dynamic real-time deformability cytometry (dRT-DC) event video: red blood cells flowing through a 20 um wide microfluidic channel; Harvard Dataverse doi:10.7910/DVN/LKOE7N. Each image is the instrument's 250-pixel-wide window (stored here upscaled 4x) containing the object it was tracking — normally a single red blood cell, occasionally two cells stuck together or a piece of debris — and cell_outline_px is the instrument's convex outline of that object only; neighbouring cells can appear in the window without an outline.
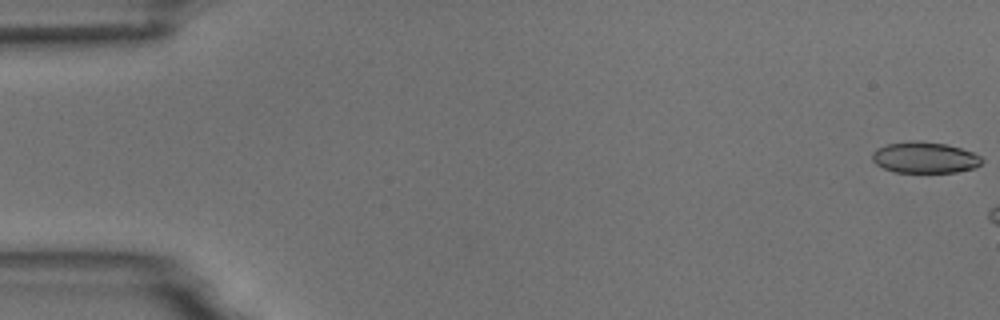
{"species": "common noctule bat (a hibernating species)", "species_latin": "Nyctalus noctula", "temperature_condition": "room temperature", "stored_images_in_passage": 7, "camera_frame_rate_fps": 3000, "um_per_image_px": 0.085, "animal": {"sex": "male", "body_mass_g": 18.8}, "frame": {"image": 1, "passage_image": 1, "time_ms": 0.0, "image_size_px": [1000, 320], "cell_outline_px": [[984, 160], [976, 168], [956, 172], [892, 172], [876, 164], [872, 160], [872, 152], [876, 148], [888, 144], [912, 140], [916, 140], [944, 144], [960, 148], [972, 152], [980, 156]], "centroid_in_image_um": [78.59, 13.39], "position_along_channel_um": 6.4, "area_um2": 19.94}}
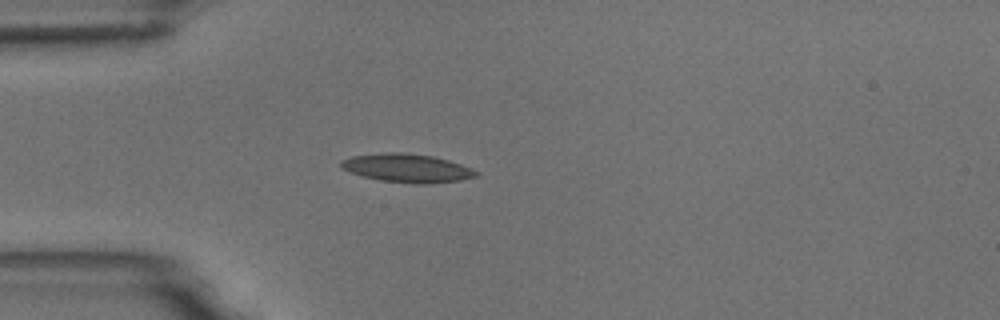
{"frame": {"image": 2, "passage_image": 6, "time_ms": 6.667, "image_size_px": [1000, 320], "cell_outline_px": [[480, 176], [460, 180], [432, 184], [416, 184], [380, 180], [364, 176], [340, 168], [340, 160], [352, 156], [380, 152], [404, 152], [432, 156], [448, 160], [472, 168], [480, 172]], "centroid_in_image_um": [34.63, 14.28], "position_along_channel_um": 50.4, "area_um2": 22.66}}